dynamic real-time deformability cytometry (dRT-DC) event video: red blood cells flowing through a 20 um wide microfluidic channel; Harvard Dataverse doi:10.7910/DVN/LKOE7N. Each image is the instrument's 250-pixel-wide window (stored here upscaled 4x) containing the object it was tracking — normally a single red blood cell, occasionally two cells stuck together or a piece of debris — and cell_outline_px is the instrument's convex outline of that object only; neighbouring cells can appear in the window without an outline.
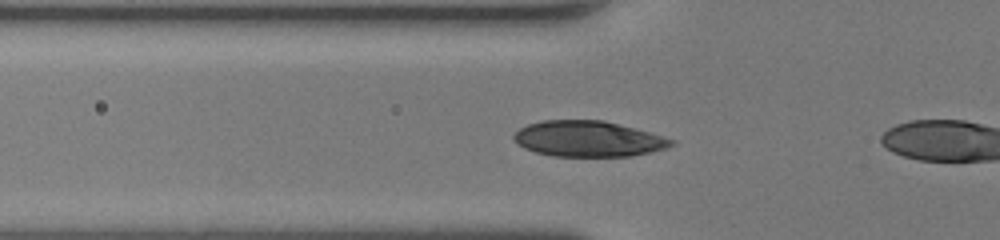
{"species": "human", "species_latin": "Homo sapiens", "temperature_condition": "room temperature", "stored_images_in_passage": 7, "camera_frame_rate_fps": 3000, "um_per_image_px": 0.085, "donor": {"sex": "female"}, "frame": {"image": 1, "passage_image": 5, "time_ms": 1.333, "image_size_px": [1000, 240], "cell_outline_px": [[676, 144], [664, 148], [648, 152], [628, 156], [552, 156], [536, 152], [524, 148], [512, 136], [520, 128], [528, 124], [544, 120], [604, 120], [648, 132], [676, 140]], "centroid_in_image_um": [49.99, 11.8], "position_along_channel_um": 75.8, "area_um2": 32.43}}